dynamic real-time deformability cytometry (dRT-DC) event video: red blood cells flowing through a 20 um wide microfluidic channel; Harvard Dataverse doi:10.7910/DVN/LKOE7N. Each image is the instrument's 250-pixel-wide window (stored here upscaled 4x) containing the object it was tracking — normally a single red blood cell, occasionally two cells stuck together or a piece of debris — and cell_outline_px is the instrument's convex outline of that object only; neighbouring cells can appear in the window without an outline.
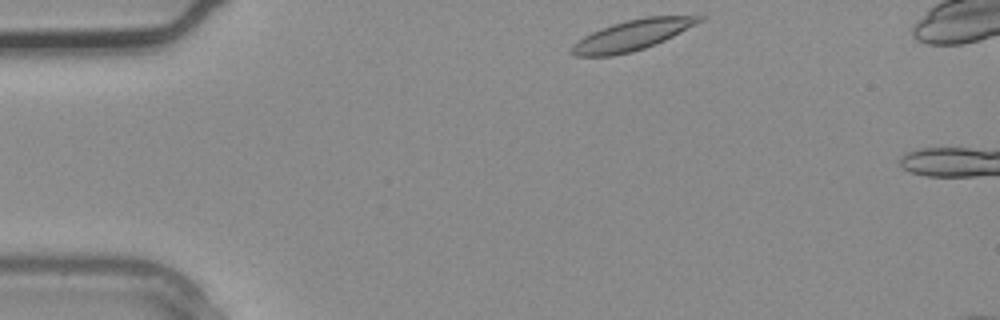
{"species": "common noctule bat (a hibernating species)", "species_latin": "Nyctalus noctula", "temperature_condition": "warm", "stored_images_in_passage": 2, "camera_frame_rate_fps": 3000, "um_per_image_px": 0.085, "animal": {"sex": "male", "body_mass_g": 20.4}, "frame": {"image": 1, "passage_image": 1, "time_ms": 0.0, "image_size_px": [1000, 320], "cell_outline_px": [[704, 20], [664, 40], [644, 48], [632, 52], [612, 56], [576, 56], [572, 52], [572, 44], [584, 36], [600, 28], [612, 24], [644, 16], [704, 16]], "centroid_in_image_um": [53.72, 2.99], "position_along_channel_um": 31.3, "area_um2": 22.31}}